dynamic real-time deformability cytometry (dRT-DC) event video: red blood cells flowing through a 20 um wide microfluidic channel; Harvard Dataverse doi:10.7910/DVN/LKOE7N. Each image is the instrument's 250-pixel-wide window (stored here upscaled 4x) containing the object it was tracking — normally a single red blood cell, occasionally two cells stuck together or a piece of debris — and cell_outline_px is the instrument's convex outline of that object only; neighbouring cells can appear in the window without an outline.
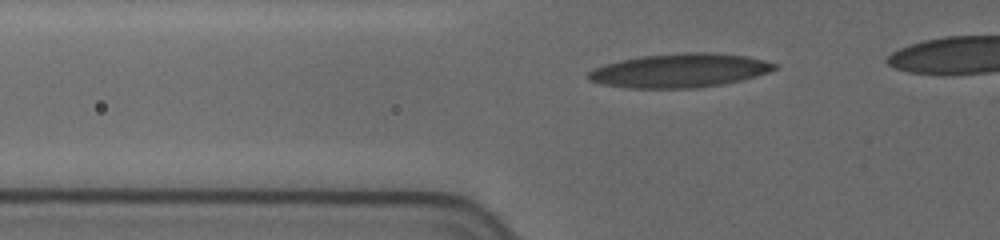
{"species": "human", "species_latin": "Homo sapiens", "temperature_condition": "cold", "stored_images_in_passage": 6, "segment_of_instrument_passage": [1, 2], "camera_frame_rate_fps": 3000, "um_per_image_px": 0.085, "donor": {"sex": "female"}, "frame": {"image": 1, "passage_image": 4, "time_ms": 2.0, "image_size_px": [1000, 240], "cell_outline_px": [[780, 64], [776, 68], [768, 72], [756, 76], [724, 84], [696, 88], [628, 88], [600, 84], [588, 80], [588, 72], [592, 68], [604, 64], [620, 60], [640, 56], [684, 52], [712, 52], [748, 56]], "centroid_in_image_um": [57.76, 5.99], "position_along_channel_um": 68.0, "area_um2": 37.11}}